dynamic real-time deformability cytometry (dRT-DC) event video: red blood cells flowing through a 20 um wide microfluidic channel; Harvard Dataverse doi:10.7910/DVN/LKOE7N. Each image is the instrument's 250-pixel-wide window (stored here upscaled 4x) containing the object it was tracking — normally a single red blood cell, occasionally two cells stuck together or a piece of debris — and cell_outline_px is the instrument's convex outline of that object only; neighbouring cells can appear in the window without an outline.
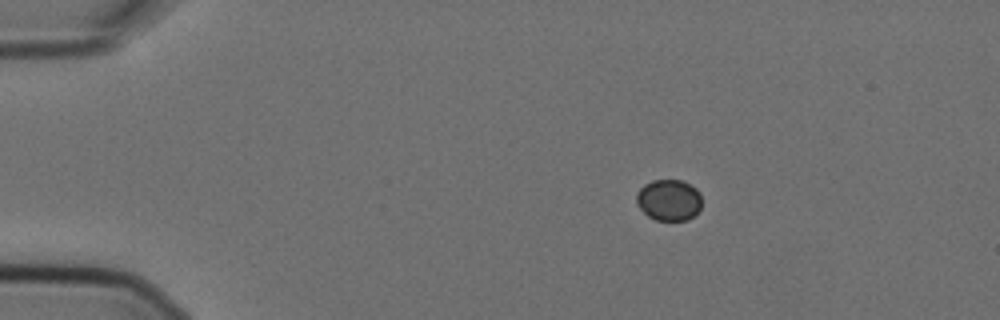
{"species": "Egyptian fruit bat (a non-hibernating species)", "species_latin": "Rousettus aegyptiacus", "temperature_condition": "cold", "stored_images_in_passage": 5, "camera_frame_rate_fps": 3000, "um_per_image_px": 0.085, "animal": {"sex": "female"}, "frame": {"image": 1, "passage_image": 3, "time_ms": 0.667, "image_size_px": [1000, 320], "cell_outline_px": [[700, 208], [688, 220], [656, 220], [648, 216], [636, 204], [636, 196], [640, 188], [644, 184], [652, 180], [680, 180], [696, 188], [700, 192]], "centroid_in_image_um": [56.83, 17.0], "position_along_channel_um": 28.2, "area_um2": 15.61}}